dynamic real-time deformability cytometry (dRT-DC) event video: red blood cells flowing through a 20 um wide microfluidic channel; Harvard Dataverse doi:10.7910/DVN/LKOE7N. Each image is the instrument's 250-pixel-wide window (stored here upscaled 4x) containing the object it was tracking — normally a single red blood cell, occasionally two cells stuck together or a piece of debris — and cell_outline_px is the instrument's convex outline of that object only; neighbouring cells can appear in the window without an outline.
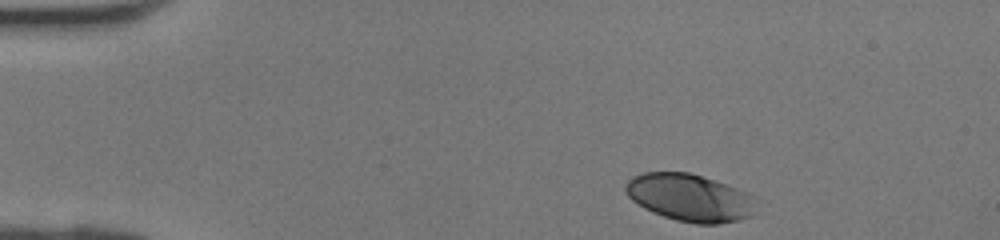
{"species": "human", "species_latin": "Homo sapiens", "temperature_condition": "room temperature", "stored_images_in_passage": 36, "camera_frame_rate_fps": 3000, "um_per_image_px": 0.085, "donor": {"sex": "female"}, "frame": {"image": 1, "passage_image": 1, "time_ms": 0.0, "image_size_px": [1000, 240], "cell_outline_px": [[752, 216], [740, 220], [720, 224], [696, 224], [676, 220], [652, 212], [644, 208], [632, 200], [628, 196], [624, 188], [624, 184], [632, 176], [644, 172], [688, 172], [736, 188], [752, 196]], "centroid_in_image_um": [58.56, 16.81], "position_along_channel_um": 26.4, "area_um2": 35.66}}
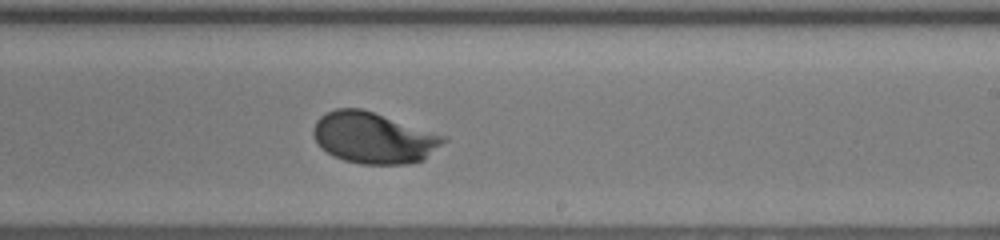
{"frame": {"image": 2, "passage_image": 20, "time_ms": 6.333, "image_size_px": [1000, 240], "cell_outline_px": [[448, 140], [424, 160], [408, 164], [360, 164], [344, 160], [332, 156], [320, 148], [312, 132], [312, 128], [316, 120], [320, 116], [336, 108], [360, 108], [448, 136]], "centroid_in_image_um": [31.76, 11.73], "position_along_channel_um": 257.2, "area_um2": 39.07}}
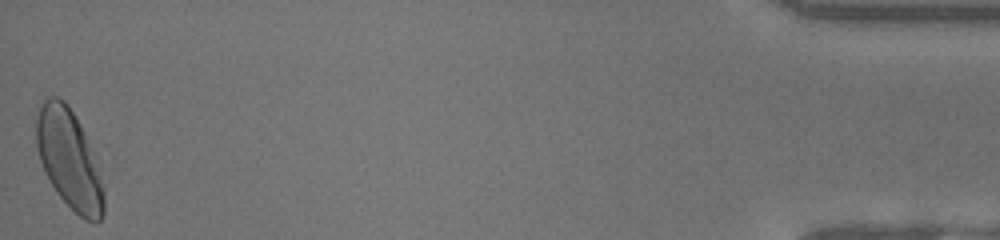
{"frame": {"image": 3, "passage_image": 36, "time_ms": 11.667, "image_size_px": [1000, 240], "cell_outline_px": [[104, 212], [100, 220], [96, 224], [84, 220], [56, 192], [44, 172], [40, 160], [36, 144], [36, 116], [44, 96], [56, 96], [64, 100], [72, 112], [84, 132], [100, 172], [104, 188]], "centroid_in_image_um": [5.87, 13.54], "position_along_channel_um": 429.3, "area_um2": 38.96}}